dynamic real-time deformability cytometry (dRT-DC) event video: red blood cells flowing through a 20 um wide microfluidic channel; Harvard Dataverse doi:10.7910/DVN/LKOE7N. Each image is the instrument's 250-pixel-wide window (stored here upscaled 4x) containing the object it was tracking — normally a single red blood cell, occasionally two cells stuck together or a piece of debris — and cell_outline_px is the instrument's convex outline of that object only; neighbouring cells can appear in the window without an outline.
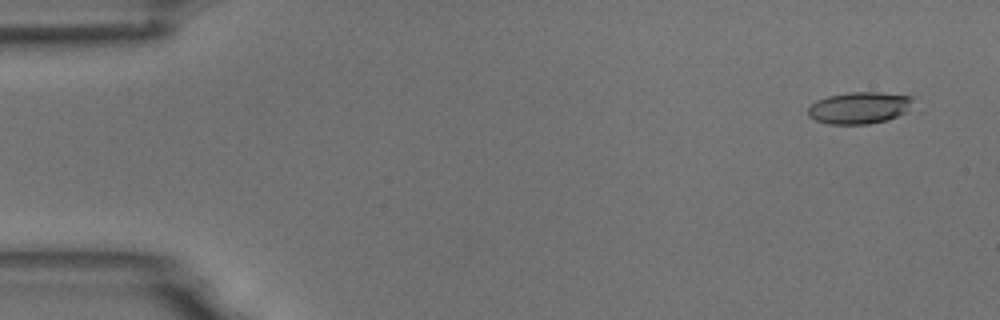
{"species": "common noctule bat (a hibernating species)", "species_latin": "Nyctalus noctula", "temperature_condition": "room temperature", "stored_images_in_passage": 6, "camera_frame_rate_fps": 3000, "um_per_image_px": 0.085, "animal": {"sex": "male", "body_mass_g": 18.8}, "frame": {"image": 1, "passage_image": 1, "time_ms": 0.0, "image_size_px": [1000, 320], "cell_outline_px": [[916, 96], [904, 112], [888, 120], [868, 124], [828, 124], [816, 120], [808, 116], [808, 108], [816, 100], [828, 96], [848, 92], [876, 92]], "centroid_in_image_um": [73.02, 9.16], "position_along_channel_um": 12.0, "area_um2": 19.42}}
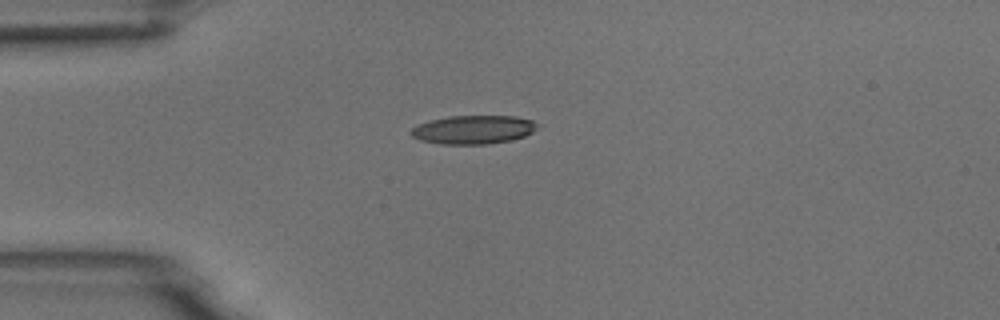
{"frame": {"image": 2, "passage_image": 4, "time_ms": 1.0, "image_size_px": [1000, 320], "cell_outline_px": [[540, 128], [524, 136], [512, 140], [488, 144], [440, 144], [420, 140], [412, 136], [408, 132], [412, 128], [420, 124], [432, 120], [448, 116], [516, 116], [532, 120], [540, 124]], "centroid_in_image_um": [40.28, 11.02], "position_along_channel_um": 44.7, "area_um2": 21.21}}
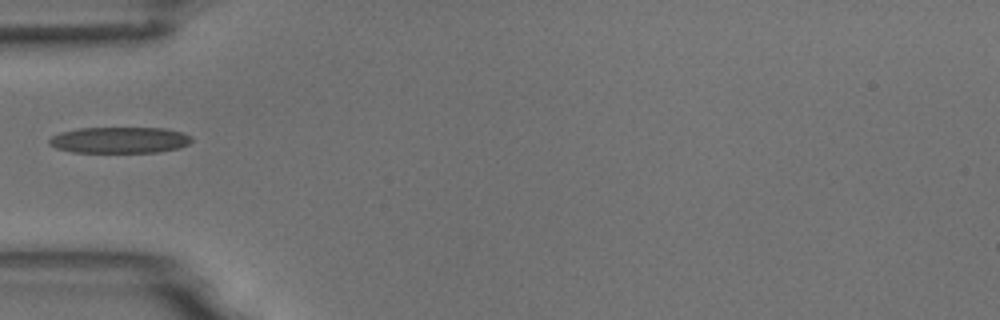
{"frame": {"image": 3, "passage_image": 5, "time_ms": 1.333, "image_size_px": [1000, 320], "cell_outline_px": [[192, 140], [188, 144], [180, 148], [160, 152], [72, 152], [56, 148], [48, 144], [48, 140], [52, 136], [60, 132], [80, 128], [164, 128], [184, 132], [192, 136]], "centroid_in_image_um": [10.19, 11.9], "position_along_channel_um": 74.8, "area_um2": 21.91}}